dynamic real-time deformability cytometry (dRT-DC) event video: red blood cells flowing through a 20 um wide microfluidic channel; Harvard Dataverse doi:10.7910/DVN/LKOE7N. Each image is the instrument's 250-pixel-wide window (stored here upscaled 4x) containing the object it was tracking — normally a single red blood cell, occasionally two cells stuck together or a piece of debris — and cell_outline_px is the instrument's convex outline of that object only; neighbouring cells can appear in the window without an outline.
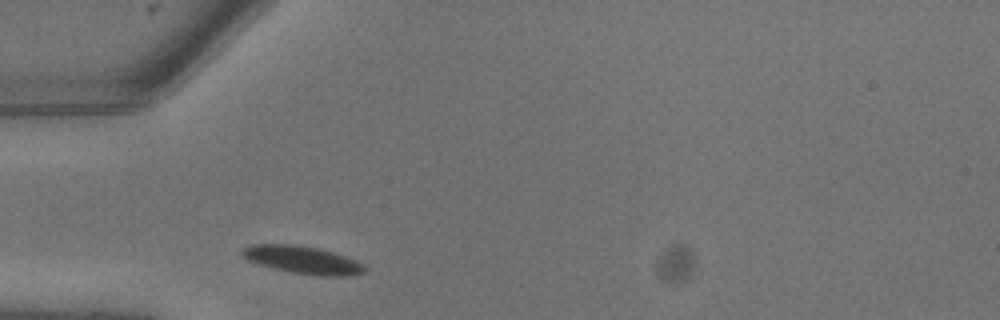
{"species": "common noctule bat (a hibernating species)", "species_latin": "Nyctalus noctula", "temperature_condition": "warm", "stored_images_in_passage": 1, "camera_frame_rate_fps": 3000, "um_per_image_px": 0.085, "animal": {"sex": "male", "body_mass_g": 13.3}, "frame": {"image": 1, "passage_image": 1, "time_ms": 0.0, "image_size_px": [1000, 320], "cell_outline_px": [[368, 268], [364, 272], [352, 276], [320, 276], [292, 272], [272, 268], [248, 260], [240, 252], [244, 248], [252, 244], [296, 244], [320, 248], [356, 260], [364, 264]], "centroid_in_image_um": [25.77, 22.09], "position_along_channel_um": 59.2, "area_um2": 19.83}}